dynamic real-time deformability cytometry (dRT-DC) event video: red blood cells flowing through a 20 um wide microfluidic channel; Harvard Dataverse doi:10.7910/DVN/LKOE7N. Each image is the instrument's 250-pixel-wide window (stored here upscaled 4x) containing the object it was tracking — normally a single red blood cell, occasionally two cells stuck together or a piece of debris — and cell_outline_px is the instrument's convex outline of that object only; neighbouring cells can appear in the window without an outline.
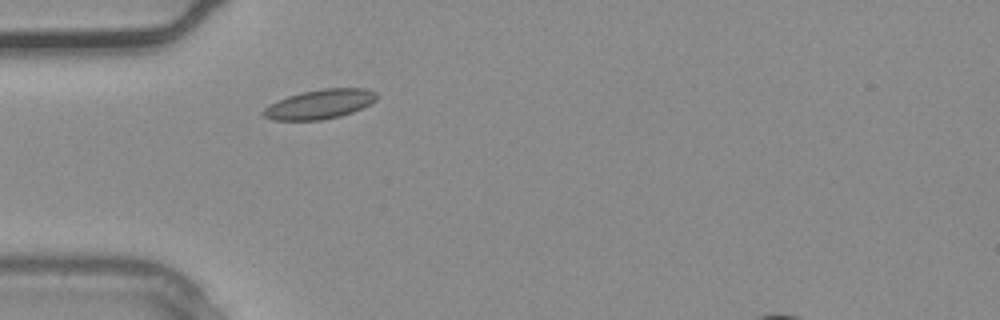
{"species": "common noctule bat (a hibernating species)", "species_latin": "Nyctalus noctula", "temperature_condition": "warm", "stored_images_in_passage": 3, "camera_frame_rate_fps": 3000, "um_per_image_px": 0.085, "animal": {"sex": "male", "body_mass_g": 20.4}, "frame": {"image": 1, "passage_image": 3, "time_ms": 0.667, "image_size_px": [1000, 320], "cell_outline_px": [[380, 96], [372, 104], [352, 112], [340, 116], [320, 120], [272, 120], [264, 116], [260, 112], [264, 108], [288, 96], [300, 92], [320, 88], [364, 88], [376, 92]], "centroid_in_image_um": [27.22, 8.84], "position_along_channel_um": 57.8, "area_um2": 19.54}}